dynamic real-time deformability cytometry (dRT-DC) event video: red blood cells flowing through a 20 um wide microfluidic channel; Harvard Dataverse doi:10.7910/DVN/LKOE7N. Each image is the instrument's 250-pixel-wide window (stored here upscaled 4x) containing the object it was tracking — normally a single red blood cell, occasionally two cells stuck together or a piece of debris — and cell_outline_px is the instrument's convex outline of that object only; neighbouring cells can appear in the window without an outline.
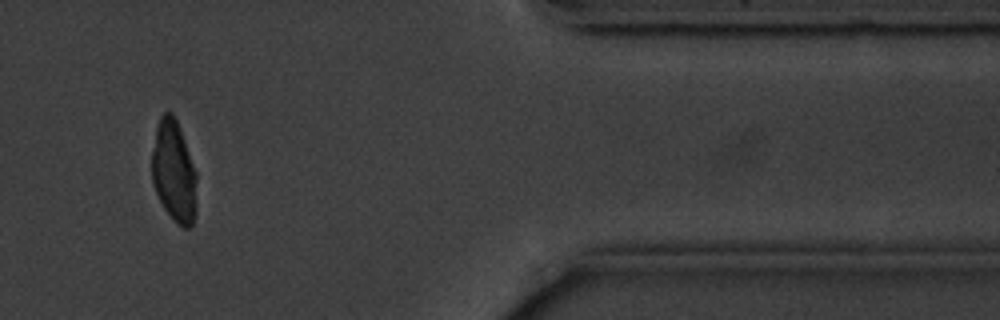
{"species": "common noctule bat (a hibernating species)", "species_latin": "Nyctalus noctula", "temperature_condition": "cold", "stored_images_in_passage": 12, "camera_frame_rate_fps": 3000, "um_per_image_px": 0.085, "animal": {"sex": "male", "body_mass_g": 20.1, "forearm_length_mm": 53.5}, "frame": {"image": 1, "passage_image": 10, "time_ms": 11.333, "image_size_px": [1000, 320], "cell_outline_px": [[196, 216], [192, 224], [188, 228], [184, 228], [164, 208], [152, 184], [152, 152], [156, 124], [160, 116], [164, 112], [172, 112], [180, 128], [196, 172]], "centroid_in_image_um": [14.78, 14.55], "position_along_channel_um": 396.6, "area_um2": 26.47}, "authors_computed_cell_mechanics": {"area_um2": 28.9289, "velocity_mm_per_s": 3.5811, "shape_relaxation_time_tau1_ms": 4.6336, "shape_relaxation_time_tau2_ms": 1.9845, "deformation_change_tau1": 0.181, "deformation_change_tau2": 0.0362}}